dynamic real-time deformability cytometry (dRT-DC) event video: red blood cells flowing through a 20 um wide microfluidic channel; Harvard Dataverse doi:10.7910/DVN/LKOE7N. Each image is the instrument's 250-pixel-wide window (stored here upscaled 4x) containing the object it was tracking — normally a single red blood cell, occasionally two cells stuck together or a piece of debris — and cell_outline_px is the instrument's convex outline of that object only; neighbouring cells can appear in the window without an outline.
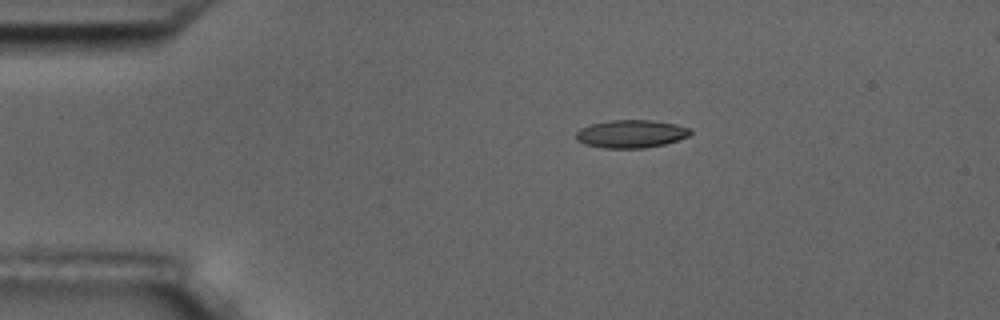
{"species": "common noctule bat (a hibernating species)", "species_latin": "Nyctalus noctula", "temperature_condition": "room temperature", "stored_images_in_passage": 4, "segment_of_instrument_passage": [1, 2], "camera_frame_rate_fps": 3000, "um_per_image_px": 0.085, "animal": {"sex": "male", "body_mass_g": 17.5, "forearm_length_mm": 52.3}, "frame": {"image": 1, "passage_image": 2, "time_ms": 1.0, "image_size_px": [1000, 320], "cell_outline_px": [[692, 132], [688, 136], [664, 144], [644, 148], [604, 148], [584, 144], [576, 140], [576, 132], [580, 128], [592, 124], [608, 120], [652, 120], [676, 124], [692, 128]], "centroid_in_image_um": [53.63, 11.37], "position_along_channel_um": 31.4, "area_um2": 18.67}}